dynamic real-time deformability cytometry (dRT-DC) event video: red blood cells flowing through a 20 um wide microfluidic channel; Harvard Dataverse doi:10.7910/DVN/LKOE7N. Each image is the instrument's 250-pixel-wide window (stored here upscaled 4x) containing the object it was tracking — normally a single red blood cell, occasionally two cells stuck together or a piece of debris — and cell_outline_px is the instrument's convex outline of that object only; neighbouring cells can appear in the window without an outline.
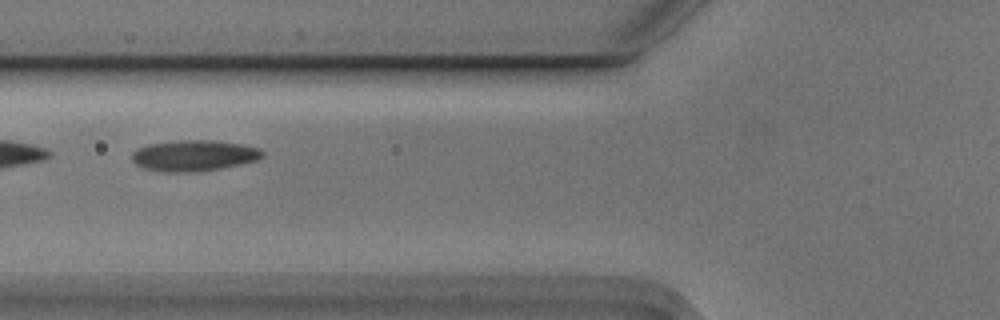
{"species": "Egyptian fruit bat (a non-hibernating species)", "species_latin": "Rousettus aegyptiacus", "temperature_condition": "cold", "stored_images_in_passage": 3, "camera_frame_rate_fps": 3000, "um_per_image_px": 0.085, "animal": {"sex": "male"}, "frame": {"image": 1, "passage_image": 2, "time_ms": 0.333, "image_size_px": [1000, 320], "cell_outline_px": [[264, 156], [256, 160], [220, 168], [192, 172], [168, 172], [144, 168], [136, 164], [132, 160], [132, 152], [148, 144], [180, 140], [212, 140], [244, 144], [260, 148], [264, 152]], "centroid_in_image_um": [16.5, 13.21], "position_along_channel_um": 109.3, "area_um2": 23.41}}
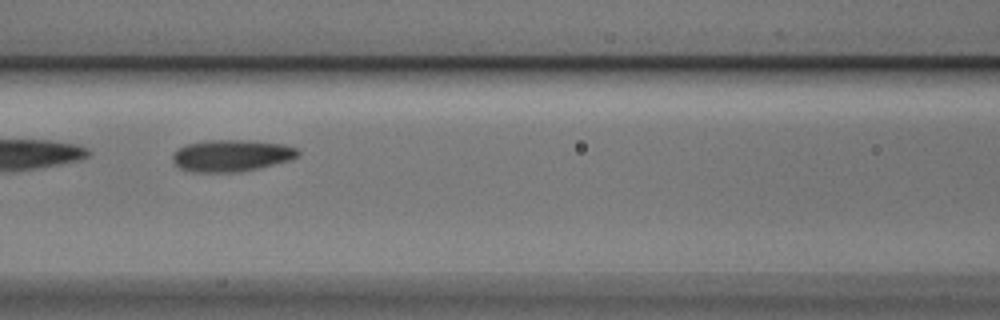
{"frame": {"image": 2, "passage_image": 3, "time_ms": 0.667, "image_size_px": [1000, 320], "cell_outline_px": [[300, 156], [292, 160], [240, 172], [192, 172], [180, 168], [172, 160], [172, 156], [184, 144], [208, 140], [248, 140], [284, 144], [296, 148], [300, 152]], "centroid_in_image_um": [19.71, 13.22], "position_along_channel_um": 146.9, "area_um2": 23.35}}